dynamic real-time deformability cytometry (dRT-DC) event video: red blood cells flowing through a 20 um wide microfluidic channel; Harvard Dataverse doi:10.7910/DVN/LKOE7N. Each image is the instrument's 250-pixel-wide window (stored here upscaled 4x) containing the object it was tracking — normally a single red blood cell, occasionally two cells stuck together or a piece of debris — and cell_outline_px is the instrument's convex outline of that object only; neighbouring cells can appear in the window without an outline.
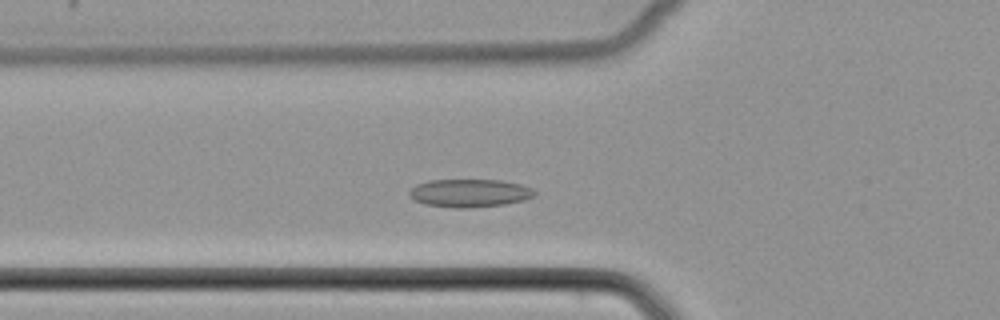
{"species": "common noctule bat (a hibernating species)", "species_latin": "Nyctalus noctula", "temperature_condition": "cold", "stored_images_in_passage": 46, "camera_frame_rate_fps": 3000, "um_per_image_px": 0.085, "animal": {"sex": "female", "body_mass_g": 22.7, "forearm_length_mm": 54.2}, "frame": {"image": 1, "passage_image": 12, "time_ms": 3.667, "image_size_px": [1000, 320], "cell_outline_px": [[536, 196], [524, 200], [504, 204], [468, 208], [456, 208], [428, 204], [416, 200], [408, 192], [416, 184], [428, 180], [504, 180], [520, 184], [532, 188], [536, 192]], "centroid_in_image_um": [39.97, 16.4], "position_along_channel_um": 85.8, "area_um2": 20.35}}
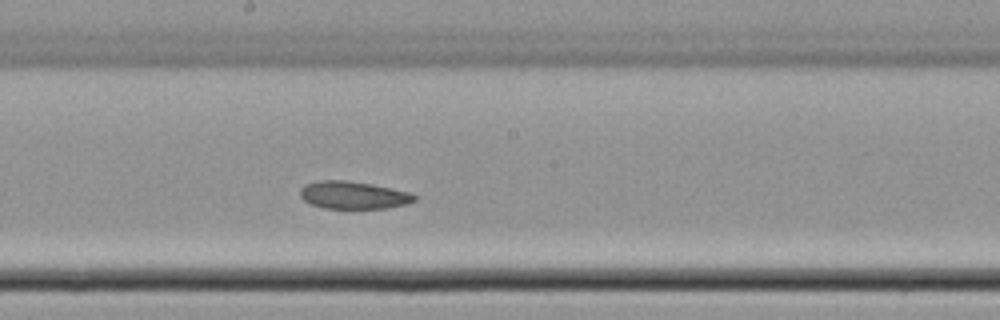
{"frame": {"image": 2, "passage_image": 22, "time_ms": 7.0, "image_size_px": [1000, 320], "cell_outline_px": [[416, 200], [408, 204], [388, 208], [324, 208], [312, 204], [304, 200], [300, 196], [300, 188], [304, 184], [320, 180], [348, 180], [372, 184], [412, 192], [416, 196]], "centroid_in_image_um": [30.06, 16.57], "position_along_channel_um": 218.1, "area_um2": 18.55}}
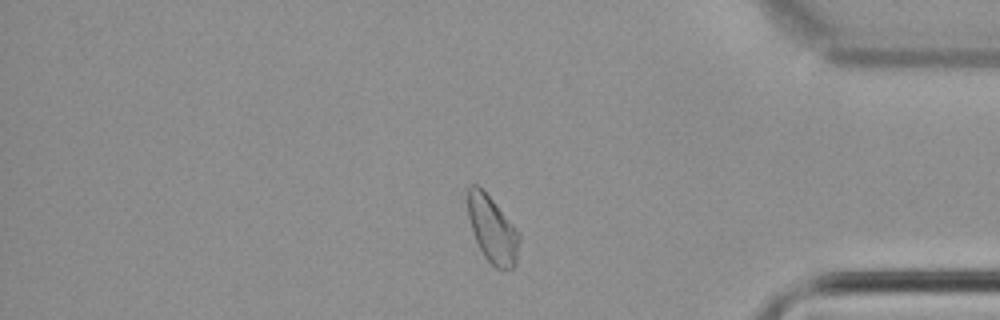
{"frame": {"image": 3, "passage_image": 37, "time_ms": 12.0, "image_size_px": [1000, 320], "cell_outline_px": [[520, 240], [516, 264], [512, 268], [496, 268], [484, 256], [472, 232], [468, 216], [468, 188], [472, 184], [476, 184], [492, 200], [520, 232]], "centroid_in_image_um": [41.87, 19.53], "position_along_channel_um": 393.3, "area_um2": 19.71}}